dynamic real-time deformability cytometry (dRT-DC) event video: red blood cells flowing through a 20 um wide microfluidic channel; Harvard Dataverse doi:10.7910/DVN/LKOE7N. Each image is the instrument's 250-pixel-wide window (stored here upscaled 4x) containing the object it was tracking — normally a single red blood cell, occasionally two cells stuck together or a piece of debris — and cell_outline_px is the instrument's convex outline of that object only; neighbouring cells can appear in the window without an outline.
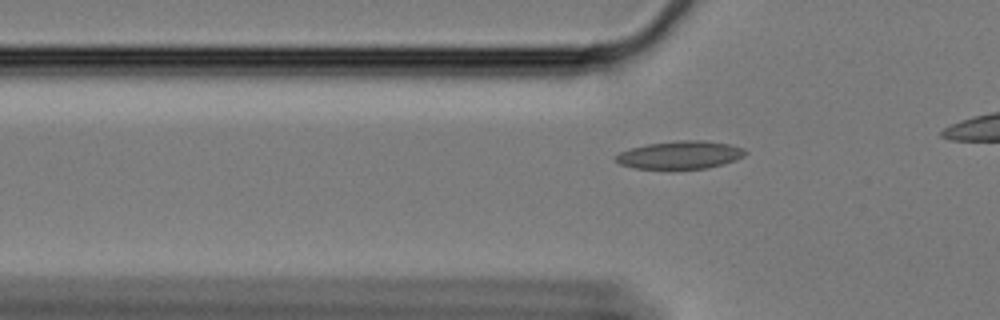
{"species": "Egyptian fruit bat (a non-hibernating species)", "species_latin": "Rousettus aegyptiacus", "temperature_condition": "cold", "stored_images_in_passage": 26, "camera_frame_rate_fps": 3000, "um_per_image_px": 0.085, "animal": {"sex": "female"}, "frame": {"image": 1, "passage_image": 15, "time_ms": 4.667, "image_size_px": [1000, 320], "cell_outline_px": [[748, 152], [744, 156], [736, 160], [724, 164], [708, 168], [672, 172], [668, 172], [632, 168], [620, 164], [612, 160], [612, 156], [620, 152], [632, 148], [648, 144], [676, 140], [704, 140], [728, 144], [744, 148]], "centroid_in_image_um": [57.75, 13.23], "position_along_channel_um": 68.0, "area_um2": 22.31}}
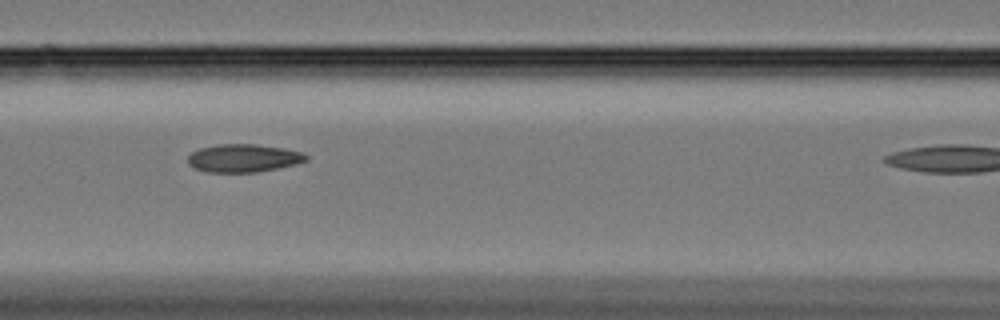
{"frame": {"image": 2, "passage_image": 22, "time_ms": 7.0, "image_size_px": [1000, 320], "cell_outline_px": [[308, 160], [296, 164], [256, 172], [208, 172], [196, 168], [188, 164], [188, 156], [192, 152], [200, 148], [216, 144], [256, 144], [284, 148], [304, 152], [308, 156]], "centroid_in_image_um": [20.71, 13.43], "position_along_channel_um": 145.9, "area_um2": 19.31}}
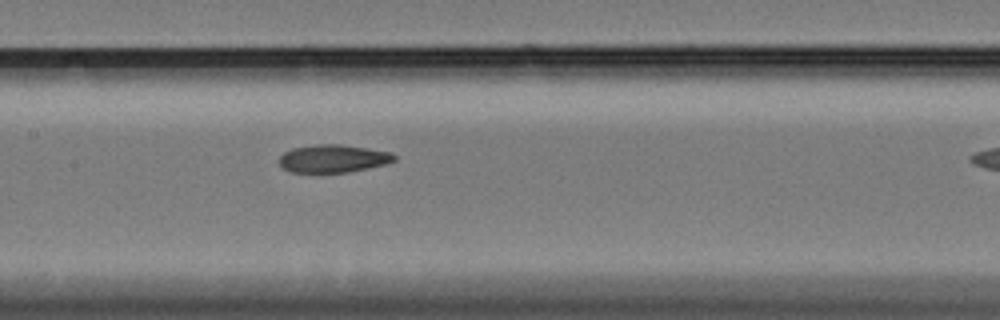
{"frame": {"image": 3, "passage_image": 25, "time_ms": 8.0, "image_size_px": [1000, 320], "cell_outline_px": [[396, 160], [384, 164], [368, 168], [348, 172], [320, 176], [288, 172], [280, 168], [280, 156], [284, 152], [292, 148], [312, 144], [340, 144], [368, 148], [392, 152], [396, 156]], "centroid_in_image_um": [28.24, 13.52], "position_along_channel_um": 179.2, "area_um2": 19.71}}